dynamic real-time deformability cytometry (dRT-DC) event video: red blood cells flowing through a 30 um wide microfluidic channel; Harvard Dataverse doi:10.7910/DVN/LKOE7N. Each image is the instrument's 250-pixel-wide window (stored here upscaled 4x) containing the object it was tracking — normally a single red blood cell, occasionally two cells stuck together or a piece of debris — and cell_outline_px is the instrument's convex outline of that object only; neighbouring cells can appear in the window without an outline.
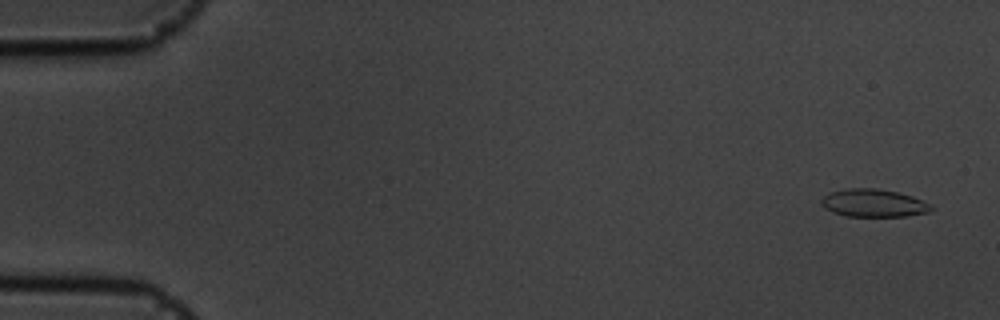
{"species": "common noctule bat (a hibernating species)", "species_latin": "Nyctalus noctula", "temperature_condition": "cold", "stored_images_in_passage": 57, "camera_frame_rate_fps": 3000, "um_per_image_px": 0.085, "animal": {"sex": "male", "body_mass_g": 19.5, "forearm_length_mm": 54.6}, "frame": {"image": 1, "passage_image": 3, "time_ms": 0.667, "image_size_px": [1000, 320], "cell_outline_px": [[936, 208], [932, 212], [908, 216], [844, 216], [832, 212], [824, 208], [820, 204], [820, 200], [828, 192], [844, 188], [876, 188], [896, 192], [912, 196], [932, 204]], "centroid_in_image_um": [74.26, 17.26], "position_along_channel_um": 10.7, "area_um2": 18.21}}
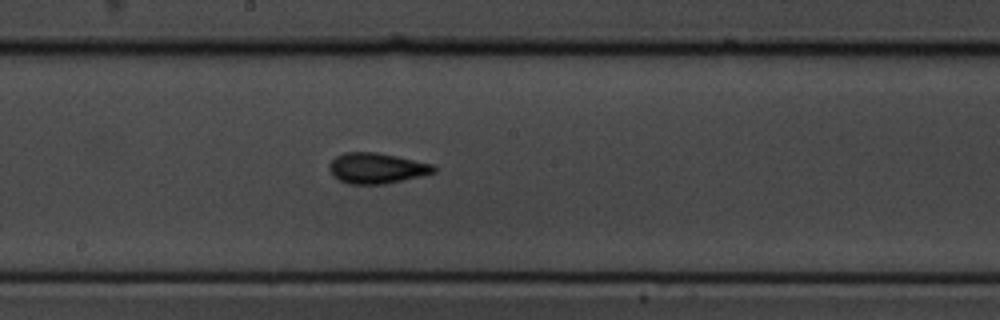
{"frame": {"image": 2, "passage_image": 31, "time_ms": 10.0, "image_size_px": [1000, 320], "cell_outline_px": [[436, 172], [420, 176], [384, 184], [348, 184], [332, 176], [328, 168], [328, 164], [336, 156], [344, 152], [376, 152], [396, 156], [432, 164], [436, 168]], "centroid_in_image_um": [31.97, 14.29], "position_along_channel_um": 216.2, "area_um2": 18.61}}
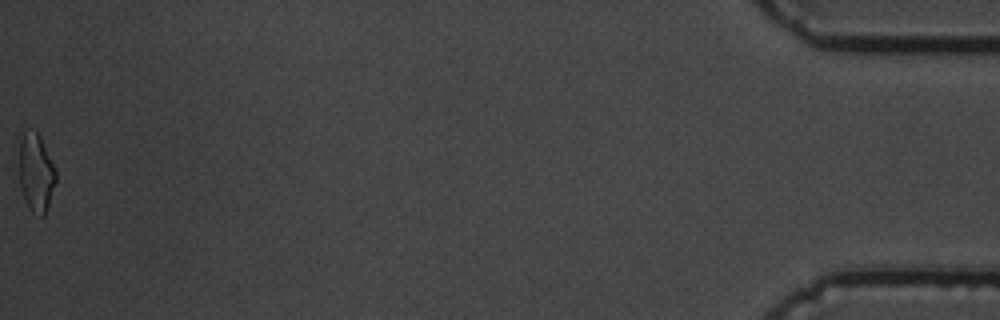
{"frame": {"image": 3, "passage_image": 57, "time_ms": 18.667, "image_size_px": [1000, 320], "cell_outline_px": [[56, 180], [44, 216], [40, 216], [32, 212], [28, 208], [20, 188], [20, 140], [24, 132], [28, 128], [32, 128], [40, 136], [56, 168]], "centroid_in_image_um": [3.06, 14.66], "position_along_channel_um": 432.1, "area_um2": 16.7}, "authors_computed_cell_mechanics": {"area_um2": 17.7446, "velocity_mm_per_s": 3.593, "shape_relaxation_time_tau1_ms": 4.1887, "shape_relaxation_time_tau2_ms": 2.0354, "deformation_change_tau1": 0.1283, "deformation_change_tau2": 0.0686}}